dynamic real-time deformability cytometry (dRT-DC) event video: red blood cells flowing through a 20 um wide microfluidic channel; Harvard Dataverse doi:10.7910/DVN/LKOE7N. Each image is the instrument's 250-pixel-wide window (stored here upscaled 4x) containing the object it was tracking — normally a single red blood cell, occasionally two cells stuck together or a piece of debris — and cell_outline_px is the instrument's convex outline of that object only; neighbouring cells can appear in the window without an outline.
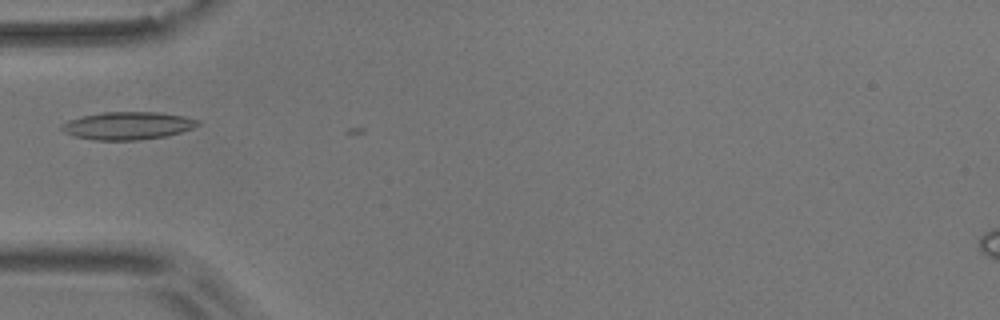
{"species": "common noctule bat (a hibernating species)", "species_latin": "Nyctalus noctula", "temperature_condition": "room temperature", "stored_images_in_passage": 5, "camera_frame_rate_fps": 3000, "um_per_image_px": 0.085, "animal": {"sex": "male", "body_mass_g": 17.9}, "frame": {"image": 1, "passage_image": 2, "time_ms": 0.333, "image_size_px": [1000, 320], "cell_outline_px": [[200, 124], [192, 128], [180, 132], [164, 136], [136, 140], [92, 140], [76, 136], [64, 132], [60, 128], [60, 124], [68, 120], [84, 116], [104, 112], [160, 112], [184, 116], [200, 120]], "centroid_in_image_um": [10.85, 10.68], "position_along_channel_um": 74.1, "area_um2": 21.91}}